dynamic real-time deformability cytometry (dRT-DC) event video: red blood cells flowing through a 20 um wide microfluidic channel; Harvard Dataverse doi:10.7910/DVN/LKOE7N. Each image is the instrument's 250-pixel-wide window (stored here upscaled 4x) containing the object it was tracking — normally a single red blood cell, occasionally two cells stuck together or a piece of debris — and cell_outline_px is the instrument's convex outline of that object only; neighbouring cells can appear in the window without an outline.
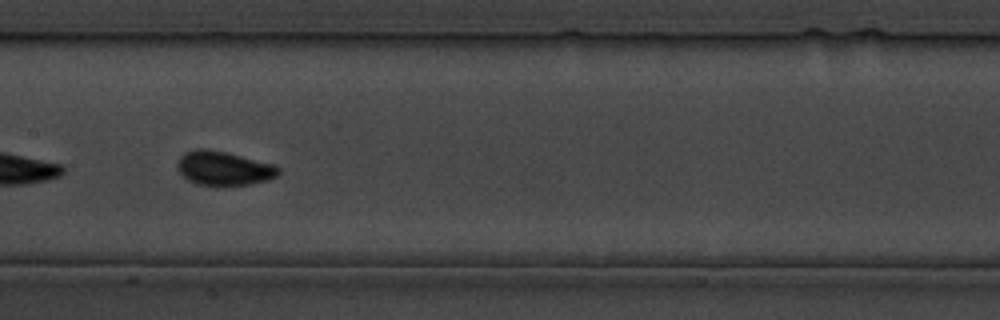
{"species": "common noctule bat (a hibernating species)", "species_latin": "Nyctalus noctula", "temperature_condition": "cold", "stored_images_in_passage": 36, "camera_frame_rate_fps": 3000, "um_per_image_px": 0.085, "animal": {"sex": "male", "body_mass_g": 19.5, "forearm_length_mm": 54.6}, "frame": {"image": 1, "passage_image": 17, "time_ms": 19.333, "image_size_px": [1000, 320], "cell_outline_px": [[280, 172], [276, 176], [268, 180], [248, 184], [196, 184], [188, 180], [180, 172], [176, 164], [180, 156], [184, 152], [192, 148], [208, 148], [228, 152], [276, 164], [280, 168]], "centroid_in_image_um": [19.02, 14.26], "position_along_channel_um": 188.4, "area_um2": 20.17}}
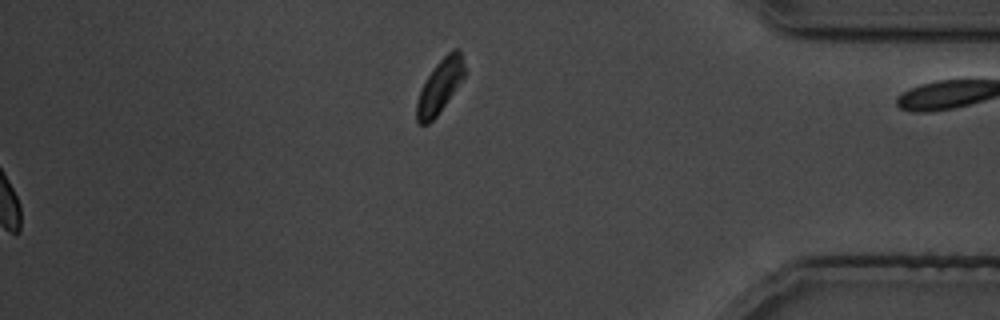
{"frame": {"image": 2, "passage_image": 36, "time_ms": 43.0, "image_size_px": [1000, 320], "cell_outline_px": [[464, 76], [436, 116], [428, 124], [416, 124], [416, 104], [420, 92], [428, 76], [436, 64], [448, 52], [456, 48], [460, 48], [464, 68]], "centroid_in_image_um": [37.36, 7.34], "position_along_channel_um": 397.8, "area_um2": 14.39}}